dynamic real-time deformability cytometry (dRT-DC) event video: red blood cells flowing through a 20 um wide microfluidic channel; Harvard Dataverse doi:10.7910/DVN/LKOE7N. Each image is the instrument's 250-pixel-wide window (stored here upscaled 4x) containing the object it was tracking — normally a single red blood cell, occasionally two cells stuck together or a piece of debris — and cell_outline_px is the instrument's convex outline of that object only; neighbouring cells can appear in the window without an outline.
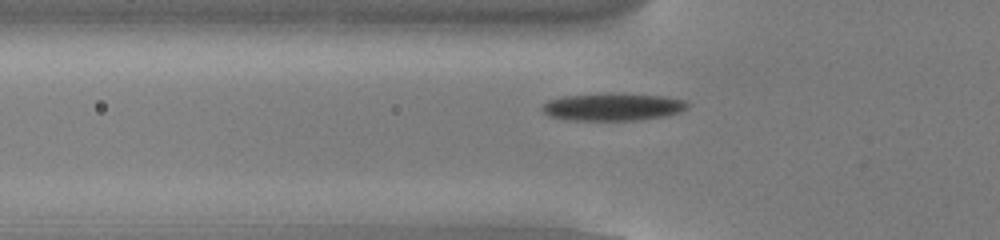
{"species": "common noctule bat (a hibernating species)", "species_latin": "Nyctalus noctula", "temperature_condition": "cold", "stored_images_in_passage": 52, "camera_frame_rate_fps": 3000, "um_per_image_px": 0.085, "animal": {"sex": "male", "body_mass_g": 13.0, "forearm_length_mm": 53.1}, "frame": {"image": 1, "passage_image": 17, "time_ms": 5.333, "image_size_px": [1000, 240], "cell_outline_px": [[692, 104], [688, 108], [680, 112], [664, 116], [636, 120], [572, 120], [548, 116], [540, 108], [548, 100], [564, 96], [664, 96], [684, 100]], "centroid_in_image_um": [52.11, 9.14], "position_along_channel_um": 73.7, "area_um2": 22.14}}
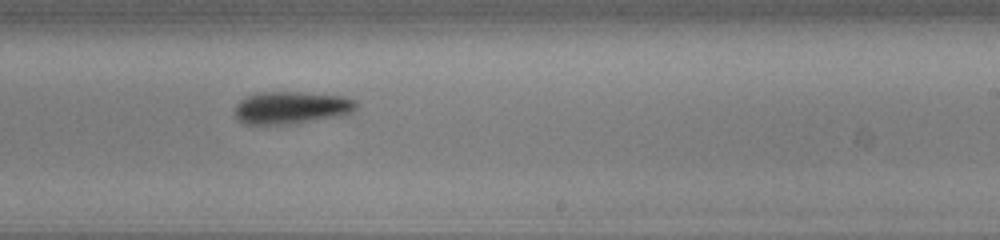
{"frame": {"image": 2, "passage_image": 32, "time_ms": 10.333, "image_size_px": [1000, 240], "cell_outline_px": [[356, 108], [352, 112], [340, 116], [300, 124], [244, 124], [236, 120], [236, 104], [244, 96], [256, 92], [304, 92], [344, 96], [356, 100]], "centroid_in_image_um": [24.76, 9.15], "position_along_channel_um": 264.2, "area_um2": 23.47}}
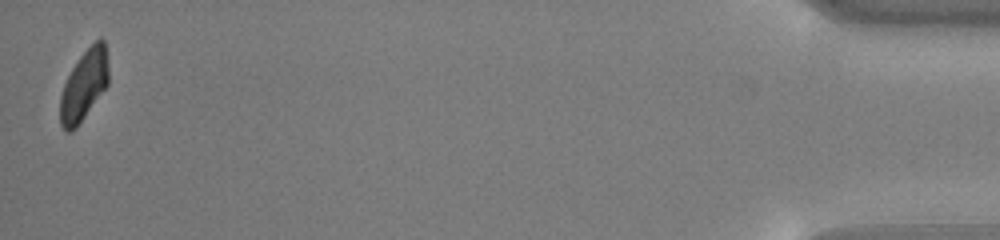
{"frame": {"image": 3, "passage_image": 52, "time_ms": 17.0, "image_size_px": [1000, 240], "cell_outline_px": [[108, 84], [76, 128], [72, 132], [64, 132], [60, 124], [60, 96], [64, 84], [72, 68], [80, 56], [100, 36], [104, 40], [108, 68]], "centroid_in_image_um": [7.12, 7.27], "position_along_channel_um": 428.1, "area_um2": 19.71}, "authors_computed_cell_mechanics": {"area_um2": 22.1952, "velocity_mm_per_s": 3.8242, "shape_relaxation_time_tau1_ms": 3.2678, "shape_relaxation_time_tau2_ms": 4.9973, "deformation_change_tau1": 0.1077, "deformation_change_tau2": 0.0996}}